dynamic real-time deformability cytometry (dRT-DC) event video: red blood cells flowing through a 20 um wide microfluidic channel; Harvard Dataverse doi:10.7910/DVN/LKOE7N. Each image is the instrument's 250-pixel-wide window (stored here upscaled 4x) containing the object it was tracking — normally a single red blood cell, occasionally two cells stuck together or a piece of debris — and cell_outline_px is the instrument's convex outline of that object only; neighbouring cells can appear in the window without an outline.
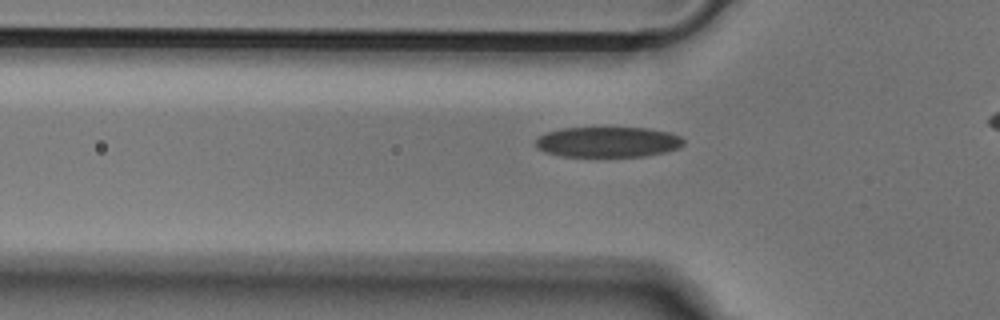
{"species": "Egyptian fruit bat (a non-hibernating species)", "species_latin": "Rousettus aegyptiacus", "temperature_condition": "cold", "stored_images_in_passage": 28, "camera_frame_rate_fps": 3000, "um_per_image_px": 0.085, "animal": {"sex": "male"}, "frame": {"image": 1, "passage_image": 2, "time_ms": 0.333, "image_size_px": [1000, 320], "cell_outline_px": [[684, 144], [676, 148], [664, 152], [644, 156], [560, 156], [544, 152], [536, 148], [536, 140], [544, 132], [564, 128], [644, 128], [668, 132], [680, 136], [684, 140]], "centroid_in_image_um": [51.62, 12.07], "position_along_channel_um": 74.2, "area_um2": 26.07}}
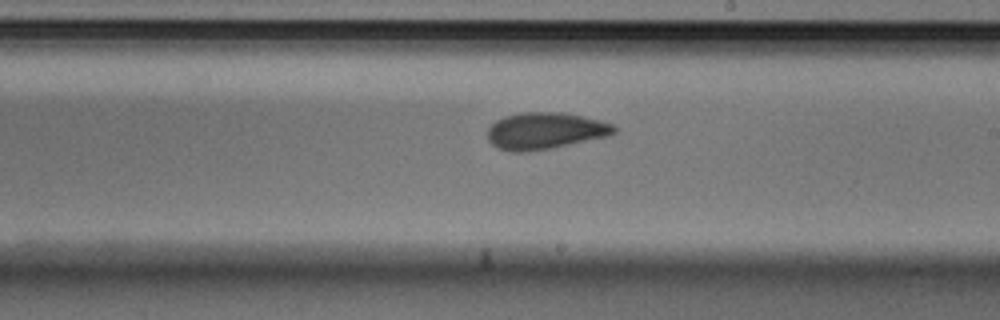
{"frame": {"image": 2, "passage_image": 15, "time_ms": 4.667, "image_size_px": [1000, 320], "cell_outline_px": [[616, 132], [612, 136], [552, 148], [528, 152], [512, 152], [496, 148], [488, 140], [488, 128], [496, 120], [504, 116], [520, 112], [560, 112], [600, 120], [612, 124], [616, 128]], "centroid_in_image_um": [46.34, 11.13], "position_along_channel_um": 242.7, "area_um2": 27.4}}
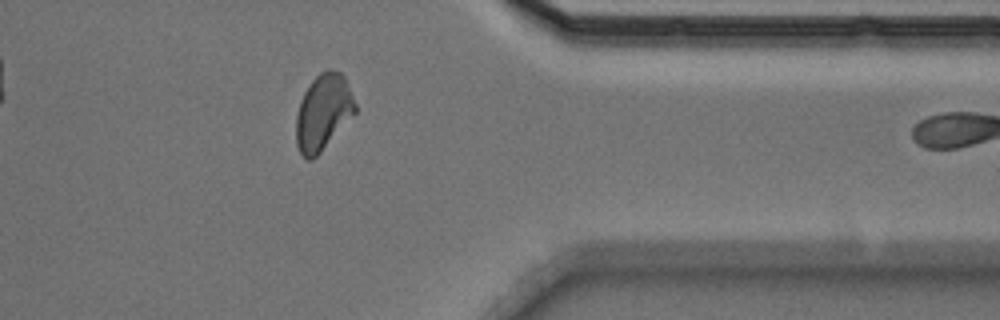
{"frame": {"image": 3, "passage_image": 27, "time_ms": 8.667, "image_size_px": [1000, 320], "cell_outline_px": [[356, 112], [320, 152], [312, 160], [308, 160], [300, 152], [296, 144], [296, 116], [300, 100], [308, 84], [320, 72], [328, 68], [332, 68], [340, 72], [344, 76], [356, 104]], "centroid_in_image_um": [27.45, 9.51], "position_along_channel_um": 383.9, "area_um2": 26.07}}